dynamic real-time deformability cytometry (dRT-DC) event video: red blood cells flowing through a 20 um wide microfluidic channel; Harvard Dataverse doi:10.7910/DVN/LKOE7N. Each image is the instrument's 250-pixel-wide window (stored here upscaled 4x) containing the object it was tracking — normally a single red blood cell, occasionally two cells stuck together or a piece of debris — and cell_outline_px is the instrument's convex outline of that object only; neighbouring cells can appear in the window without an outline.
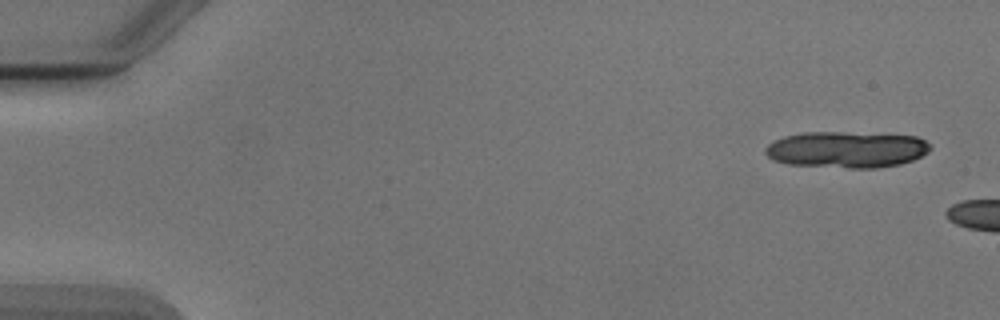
{"species": "Egyptian fruit bat (a non-hibernating species)", "species_latin": "Rousettus aegyptiacus", "temperature_condition": "cold", "stored_images_in_passage": 3, "camera_frame_rate_fps": 3000, "um_per_image_px": 0.085, "animal": {"sex": "male"}, "frame": {"image": 1, "passage_image": 1, "time_ms": 0.0, "image_size_px": [1000, 320], "cell_outline_px": [[932, 148], [928, 152], [912, 160], [900, 164], [876, 168], [848, 168], [788, 164], [772, 160], [764, 152], [764, 148], [768, 144], [784, 136], [804, 132], [840, 132], [916, 136], [932, 144]], "centroid_in_image_um": [71.95, 12.71], "position_along_channel_um": 13.0, "area_um2": 35.03}}